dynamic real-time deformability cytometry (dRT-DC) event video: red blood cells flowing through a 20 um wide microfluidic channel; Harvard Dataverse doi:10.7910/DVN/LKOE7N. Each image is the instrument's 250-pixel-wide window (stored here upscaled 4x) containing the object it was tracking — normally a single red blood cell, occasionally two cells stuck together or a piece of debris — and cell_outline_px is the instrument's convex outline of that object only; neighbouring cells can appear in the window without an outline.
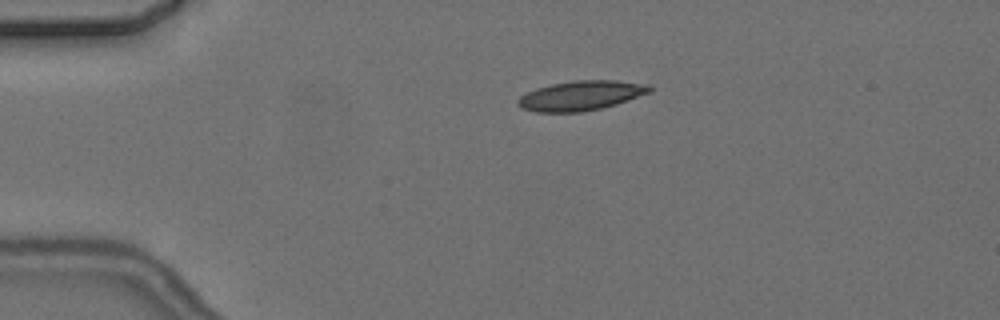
{"species": "common noctule bat (a hibernating species)", "species_latin": "Nyctalus noctula", "temperature_condition": "cold", "stored_images_in_passage": 5, "camera_frame_rate_fps": 3000, "um_per_image_px": 0.085, "animal": {"sex": "female", "body_mass_g": 24.6, "forearm_length_mm": 56.2}, "frame": {"image": 1, "passage_image": 3, "time_ms": 3.333, "image_size_px": [1000, 320], "cell_outline_px": [[652, 92], [616, 104], [600, 108], [580, 112], [536, 112], [520, 108], [516, 104], [516, 100], [520, 96], [536, 88], [552, 84], [572, 80], [616, 80], [648, 84], [652, 88]], "centroid_in_image_um": [49.37, 8.12], "position_along_channel_um": 35.6, "area_um2": 22.89}}